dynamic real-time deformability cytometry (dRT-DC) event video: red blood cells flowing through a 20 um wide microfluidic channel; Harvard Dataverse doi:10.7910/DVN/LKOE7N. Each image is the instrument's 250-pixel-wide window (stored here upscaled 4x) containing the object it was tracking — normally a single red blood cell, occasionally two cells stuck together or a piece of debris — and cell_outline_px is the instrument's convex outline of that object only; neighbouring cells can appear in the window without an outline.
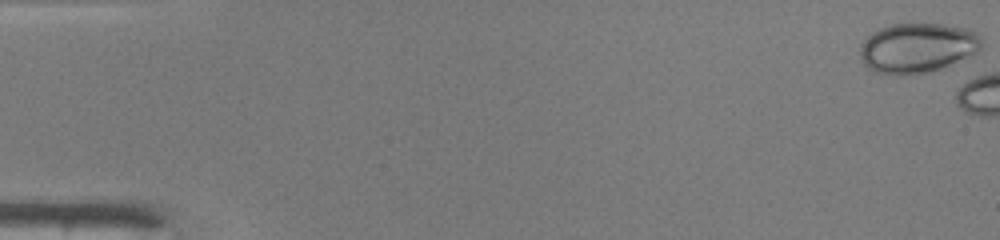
{"species": "common noctule bat (a hibernating species)", "species_latin": "Nyctalus noctula", "temperature_condition": "warm", "stored_images_in_passage": 4, "camera_frame_rate_fps": 3000, "um_per_image_px": 0.085, "animal": {"sex": "male", "body_mass_g": 19.0, "forearm_length_mm": 50.8}, "frame": {"image": 1, "passage_image": 1, "time_ms": 0.0, "image_size_px": [1000, 240], "cell_outline_px": [[980, 48], [976, 52], [932, 72], [896, 76], [876, 72], [868, 68], [860, 60], [860, 44], [872, 32], [880, 28], [892, 24], [944, 24], [964, 28], [976, 32], [980, 36]], "centroid_in_image_um": [77.92, 4.08], "position_along_channel_um": 7.1, "area_um2": 35.2}}